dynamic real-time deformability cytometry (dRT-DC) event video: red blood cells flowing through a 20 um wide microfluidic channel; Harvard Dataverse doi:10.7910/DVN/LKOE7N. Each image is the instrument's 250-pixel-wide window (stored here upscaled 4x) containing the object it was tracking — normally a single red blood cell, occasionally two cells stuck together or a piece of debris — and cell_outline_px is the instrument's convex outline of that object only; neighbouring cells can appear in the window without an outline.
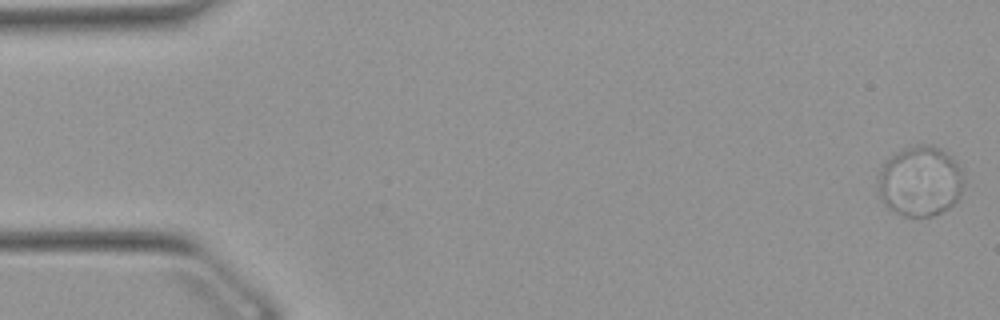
{"species": "Egyptian fruit bat (a non-hibernating species)", "species_latin": "Rousettus aegyptiacus", "temperature_condition": "warm", "stored_images_in_passage": 12, "segment_of_instrument_passage": [1, 2], "camera_frame_rate_fps": 3000, "um_per_image_px": 0.085, "animal": {"sex": "female"}, "frame": {"image": 1, "passage_image": 1, "time_ms": 0.0, "image_size_px": [1000, 320], "cell_outline_px": [[964, 180], [960, 192], [956, 200], [948, 208], [932, 216], [904, 216], [888, 208], [884, 204], [876, 188], [876, 180], [884, 164], [896, 152], [916, 144], [932, 144], [940, 148], [952, 156], [960, 168]], "centroid_in_image_um": [78.19, 15.39], "position_along_channel_um": 6.8, "area_um2": 35.14}}